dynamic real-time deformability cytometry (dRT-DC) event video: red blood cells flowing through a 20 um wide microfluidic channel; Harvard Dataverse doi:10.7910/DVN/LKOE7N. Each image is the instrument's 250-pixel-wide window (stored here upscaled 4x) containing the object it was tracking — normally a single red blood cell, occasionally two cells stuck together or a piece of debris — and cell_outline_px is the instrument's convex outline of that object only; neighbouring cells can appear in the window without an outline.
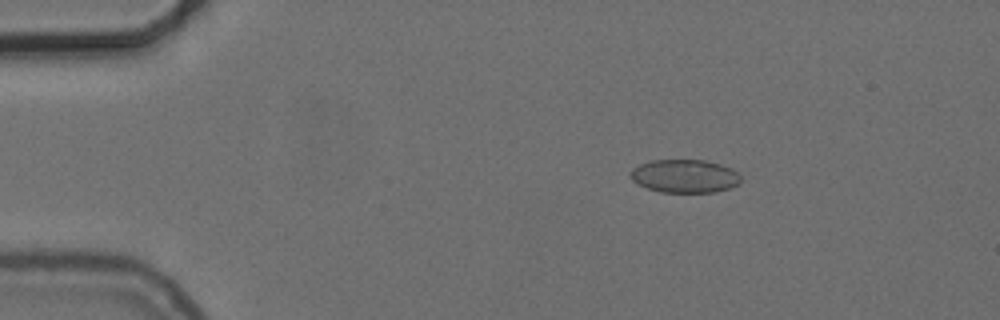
{"species": "common noctule bat (a hibernating species)", "species_latin": "Nyctalus noctula", "temperature_condition": "cold", "stored_images_in_passage": 47, "camera_frame_rate_fps": 3000, "um_per_image_px": 0.085, "animal": {"sex": "female", "body_mass_g": 24.6, "forearm_length_mm": 56.2}, "frame": {"image": 1, "passage_image": 1, "time_ms": 0.0, "image_size_px": [1000, 320], "cell_outline_px": [[740, 184], [716, 192], [660, 192], [648, 188], [632, 180], [632, 168], [640, 164], [652, 160], [704, 160], [720, 164], [732, 168], [740, 176]], "centroid_in_image_um": [58.23, 14.97], "position_along_channel_um": 26.8, "area_um2": 21.21}}
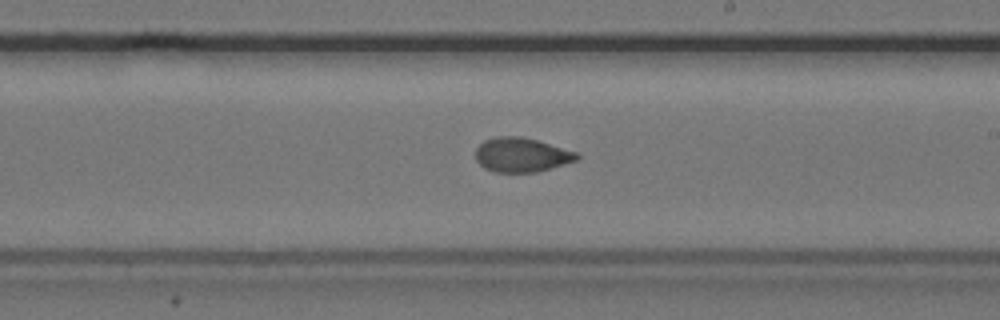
{"frame": {"image": 2, "passage_image": 24, "time_ms": 7.667, "image_size_px": [1000, 320], "cell_outline_px": [[580, 156], [576, 160], [536, 172], [496, 172], [484, 168], [476, 160], [476, 148], [484, 140], [496, 136], [520, 136], [536, 140], [576, 152]], "centroid_in_image_um": [44.28, 13.16], "position_along_channel_um": 244.7, "area_um2": 20.0}}
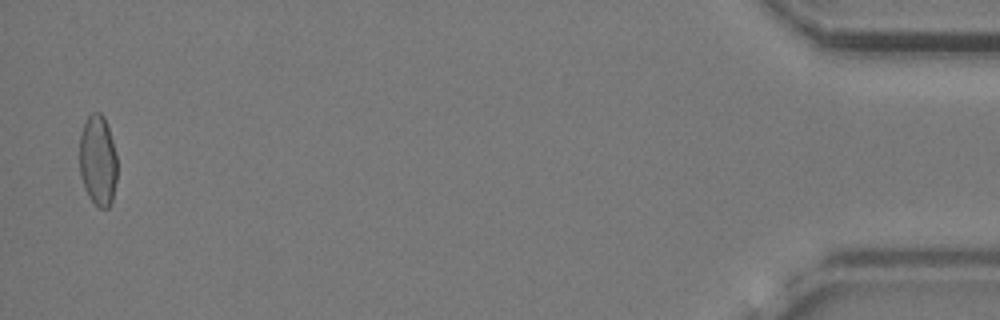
{"frame": {"image": 3, "passage_image": 46, "time_ms": 15.0, "image_size_px": [1000, 320], "cell_outline_px": [[116, 180], [112, 200], [108, 208], [100, 208], [88, 196], [84, 188], [80, 176], [80, 132], [88, 116], [92, 112], [100, 112], [104, 116], [112, 140], [116, 156]], "centroid_in_image_um": [8.31, 13.63], "position_along_channel_um": 426.9, "area_um2": 19.83}, "authors_computed_cell_mechanics": {"area_um2": 20.3456, "velocity_mm_per_s": 3.7198, "shape_relaxation_time_tau1_ms": 9.1002, "shape_relaxation_time_tau2_ms": 1.0354, "deformation_change_tau1": 0.1531, "deformation_change_tau2": 0.0387}}